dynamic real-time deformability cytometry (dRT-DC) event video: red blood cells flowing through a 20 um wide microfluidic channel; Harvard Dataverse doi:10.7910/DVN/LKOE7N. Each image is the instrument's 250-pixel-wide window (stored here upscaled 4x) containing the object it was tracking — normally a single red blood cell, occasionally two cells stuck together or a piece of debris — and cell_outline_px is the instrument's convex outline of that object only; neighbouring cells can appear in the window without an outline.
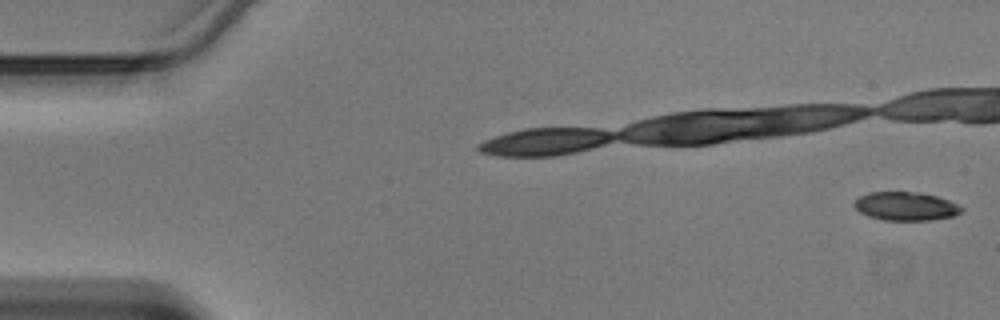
{"species": "Egyptian fruit bat (a non-hibernating species)", "species_latin": "Rousettus aegyptiacus", "temperature_condition": "warm", "stored_images_in_passage": 37, "camera_frame_rate_fps": 3000, "um_per_image_px": 0.085, "animal": {"sex": "male"}, "frame": {"image": 1, "passage_image": 1, "time_ms": 0.0, "image_size_px": [1000, 320], "cell_outline_px": [[964, 212], [952, 216], [928, 220], [884, 220], [868, 216], [860, 212], [852, 204], [860, 196], [868, 192], [920, 192], [936, 196], [948, 200], [964, 208]], "centroid_in_image_um": [76.99, 17.53], "position_along_channel_um": 8.0, "area_um2": 17.8}}